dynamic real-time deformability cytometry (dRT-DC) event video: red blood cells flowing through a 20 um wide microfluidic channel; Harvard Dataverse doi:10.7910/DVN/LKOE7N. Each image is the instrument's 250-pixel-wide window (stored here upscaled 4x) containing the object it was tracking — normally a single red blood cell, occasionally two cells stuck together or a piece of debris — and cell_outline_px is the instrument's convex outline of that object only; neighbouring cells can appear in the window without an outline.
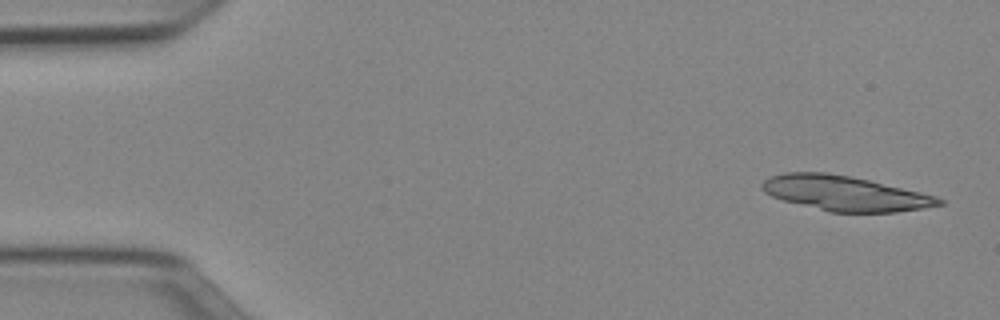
{"species": "Egyptian fruit bat (a non-hibernating species)", "species_latin": "Rousettus aegyptiacus", "temperature_condition": "cold", "stored_images_in_passage": 50, "segment_of_instrument_passage": [1, 2], "camera_frame_rate_fps": 3000, "um_per_image_px": 0.085, "animal": {"sex": "female"}, "frame": {"image": 1, "passage_image": 2, "time_ms": 0.333, "image_size_px": [1000, 320], "cell_outline_px": [[944, 204], [924, 208], [896, 212], [828, 212], [784, 200], [772, 196], [764, 192], [760, 188], [760, 184], [764, 180], [772, 176], [784, 172], [828, 172], [868, 180], [920, 192], [936, 196], [944, 200]], "centroid_in_image_um": [71.8, 16.43], "position_along_channel_um": 13.2, "area_um2": 35.84}}